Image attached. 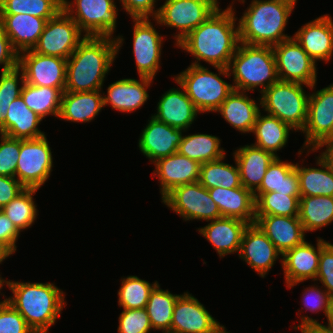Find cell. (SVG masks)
Listing matches in <instances>:
<instances>
[{"instance_id": "5", "label": "cell", "mask_w": 333, "mask_h": 333, "mask_svg": "<svg viewBox=\"0 0 333 333\" xmlns=\"http://www.w3.org/2000/svg\"><path fill=\"white\" fill-rule=\"evenodd\" d=\"M228 70L229 75H233L234 90L242 92L254 91L261 87L260 93L262 94L279 80L271 46L239 42L235 54L230 60Z\"/></svg>"}, {"instance_id": "2", "label": "cell", "mask_w": 333, "mask_h": 333, "mask_svg": "<svg viewBox=\"0 0 333 333\" xmlns=\"http://www.w3.org/2000/svg\"><path fill=\"white\" fill-rule=\"evenodd\" d=\"M123 41V36H86L67 59L65 91L101 90Z\"/></svg>"}, {"instance_id": "16", "label": "cell", "mask_w": 333, "mask_h": 333, "mask_svg": "<svg viewBox=\"0 0 333 333\" xmlns=\"http://www.w3.org/2000/svg\"><path fill=\"white\" fill-rule=\"evenodd\" d=\"M149 18L133 19V54L139 77L153 78L160 67L163 38Z\"/></svg>"}, {"instance_id": "39", "label": "cell", "mask_w": 333, "mask_h": 333, "mask_svg": "<svg viewBox=\"0 0 333 333\" xmlns=\"http://www.w3.org/2000/svg\"><path fill=\"white\" fill-rule=\"evenodd\" d=\"M178 296L161 289L159 283L150 292L145 309L154 330L171 333L173 309Z\"/></svg>"}, {"instance_id": "38", "label": "cell", "mask_w": 333, "mask_h": 333, "mask_svg": "<svg viewBox=\"0 0 333 333\" xmlns=\"http://www.w3.org/2000/svg\"><path fill=\"white\" fill-rule=\"evenodd\" d=\"M21 96L30 110L42 119L49 115L59 117L62 92L58 88L33 86L24 83Z\"/></svg>"}, {"instance_id": "50", "label": "cell", "mask_w": 333, "mask_h": 333, "mask_svg": "<svg viewBox=\"0 0 333 333\" xmlns=\"http://www.w3.org/2000/svg\"><path fill=\"white\" fill-rule=\"evenodd\" d=\"M317 287L311 285V287L305 288L301 302H303L305 311L310 310L312 313H316L320 310L327 316L331 297L326 290Z\"/></svg>"}, {"instance_id": "8", "label": "cell", "mask_w": 333, "mask_h": 333, "mask_svg": "<svg viewBox=\"0 0 333 333\" xmlns=\"http://www.w3.org/2000/svg\"><path fill=\"white\" fill-rule=\"evenodd\" d=\"M219 7L217 0H166L153 20L162 26L176 28L175 45L206 21Z\"/></svg>"}, {"instance_id": "56", "label": "cell", "mask_w": 333, "mask_h": 333, "mask_svg": "<svg viewBox=\"0 0 333 333\" xmlns=\"http://www.w3.org/2000/svg\"><path fill=\"white\" fill-rule=\"evenodd\" d=\"M325 146V151L321 152V155H319V157L323 159V161L328 165L329 169L333 173V143L321 142L312 150V152L317 151Z\"/></svg>"}, {"instance_id": "40", "label": "cell", "mask_w": 333, "mask_h": 333, "mask_svg": "<svg viewBox=\"0 0 333 333\" xmlns=\"http://www.w3.org/2000/svg\"><path fill=\"white\" fill-rule=\"evenodd\" d=\"M221 159L202 163L200 166L199 182L207 189L222 187L235 188L241 186L239 169L235 161V165L223 162Z\"/></svg>"}, {"instance_id": "13", "label": "cell", "mask_w": 333, "mask_h": 333, "mask_svg": "<svg viewBox=\"0 0 333 333\" xmlns=\"http://www.w3.org/2000/svg\"><path fill=\"white\" fill-rule=\"evenodd\" d=\"M77 23L61 10L56 16L47 20L42 34L33 51L68 59L76 50L79 43L86 37Z\"/></svg>"}, {"instance_id": "54", "label": "cell", "mask_w": 333, "mask_h": 333, "mask_svg": "<svg viewBox=\"0 0 333 333\" xmlns=\"http://www.w3.org/2000/svg\"><path fill=\"white\" fill-rule=\"evenodd\" d=\"M25 187L15 177L0 175V209L13 200Z\"/></svg>"}, {"instance_id": "28", "label": "cell", "mask_w": 333, "mask_h": 333, "mask_svg": "<svg viewBox=\"0 0 333 333\" xmlns=\"http://www.w3.org/2000/svg\"><path fill=\"white\" fill-rule=\"evenodd\" d=\"M207 222L210 223L198 228V231L212 244L220 258L235 252L239 254L242 235L248 223L229 217Z\"/></svg>"}, {"instance_id": "43", "label": "cell", "mask_w": 333, "mask_h": 333, "mask_svg": "<svg viewBox=\"0 0 333 333\" xmlns=\"http://www.w3.org/2000/svg\"><path fill=\"white\" fill-rule=\"evenodd\" d=\"M63 10V0H0V14H30L47 20Z\"/></svg>"}, {"instance_id": "6", "label": "cell", "mask_w": 333, "mask_h": 333, "mask_svg": "<svg viewBox=\"0 0 333 333\" xmlns=\"http://www.w3.org/2000/svg\"><path fill=\"white\" fill-rule=\"evenodd\" d=\"M304 84L278 80L267 88L259 99L267 114L290 125L295 132L302 131L307 120L309 95Z\"/></svg>"}, {"instance_id": "3", "label": "cell", "mask_w": 333, "mask_h": 333, "mask_svg": "<svg viewBox=\"0 0 333 333\" xmlns=\"http://www.w3.org/2000/svg\"><path fill=\"white\" fill-rule=\"evenodd\" d=\"M7 286L13 295L5 300L23 316L35 333H48L66 305L65 293L53 283L9 280Z\"/></svg>"}, {"instance_id": "33", "label": "cell", "mask_w": 333, "mask_h": 333, "mask_svg": "<svg viewBox=\"0 0 333 333\" xmlns=\"http://www.w3.org/2000/svg\"><path fill=\"white\" fill-rule=\"evenodd\" d=\"M290 130L294 129L277 117L269 114L263 116L259 112L252 130L256 138L253 145L279 157L276 152L286 146Z\"/></svg>"}, {"instance_id": "32", "label": "cell", "mask_w": 333, "mask_h": 333, "mask_svg": "<svg viewBox=\"0 0 333 333\" xmlns=\"http://www.w3.org/2000/svg\"><path fill=\"white\" fill-rule=\"evenodd\" d=\"M260 110L246 92L233 90L215 112H219L239 132L251 133Z\"/></svg>"}, {"instance_id": "7", "label": "cell", "mask_w": 333, "mask_h": 333, "mask_svg": "<svg viewBox=\"0 0 333 333\" xmlns=\"http://www.w3.org/2000/svg\"><path fill=\"white\" fill-rule=\"evenodd\" d=\"M200 113L215 112L234 90L233 84L225 82L207 67L191 64L185 71L175 75Z\"/></svg>"}, {"instance_id": "36", "label": "cell", "mask_w": 333, "mask_h": 333, "mask_svg": "<svg viewBox=\"0 0 333 333\" xmlns=\"http://www.w3.org/2000/svg\"><path fill=\"white\" fill-rule=\"evenodd\" d=\"M299 220L305 232L316 231L333 222V197L302 196L299 199Z\"/></svg>"}, {"instance_id": "44", "label": "cell", "mask_w": 333, "mask_h": 333, "mask_svg": "<svg viewBox=\"0 0 333 333\" xmlns=\"http://www.w3.org/2000/svg\"><path fill=\"white\" fill-rule=\"evenodd\" d=\"M121 287L118 291V305L123 309H143L147 305L150 292L158 284L137 276H127L121 279Z\"/></svg>"}, {"instance_id": "49", "label": "cell", "mask_w": 333, "mask_h": 333, "mask_svg": "<svg viewBox=\"0 0 333 333\" xmlns=\"http://www.w3.org/2000/svg\"><path fill=\"white\" fill-rule=\"evenodd\" d=\"M320 281L333 298V244L328 243L322 250L315 281Z\"/></svg>"}, {"instance_id": "21", "label": "cell", "mask_w": 333, "mask_h": 333, "mask_svg": "<svg viewBox=\"0 0 333 333\" xmlns=\"http://www.w3.org/2000/svg\"><path fill=\"white\" fill-rule=\"evenodd\" d=\"M153 175L160 181L161 199L173 188L199 181L201 164L178 152L154 162Z\"/></svg>"}, {"instance_id": "18", "label": "cell", "mask_w": 333, "mask_h": 333, "mask_svg": "<svg viewBox=\"0 0 333 333\" xmlns=\"http://www.w3.org/2000/svg\"><path fill=\"white\" fill-rule=\"evenodd\" d=\"M316 241L317 248L304 241L282 255L281 265L288 288L309 279L315 281L321 250L329 243L321 238H317Z\"/></svg>"}, {"instance_id": "26", "label": "cell", "mask_w": 333, "mask_h": 333, "mask_svg": "<svg viewBox=\"0 0 333 333\" xmlns=\"http://www.w3.org/2000/svg\"><path fill=\"white\" fill-rule=\"evenodd\" d=\"M210 197L217 204L222 217L236 218L253 224L256 221L254 193L243 187L208 189Z\"/></svg>"}, {"instance_id": "60", "label": "cell", "mask_w": 333, "mask_h": 333, "mask_svg": "<svg viewBox=\"0 0 333 333\" xmlns=\"http://www.w3.org/2000/svg\"><path fill=\"white\" fill-rule=\"evenodd\" d=\"M8 284V280H5L4 278L2 279L1 275H0V291L3 288L4 285L7 286Z\"/></svg>"}, {"instance_id": "46", "label": "cell", "mask_w": 333, "mask_h": 333, "mask_svg": "<svg viewBox=\"0 0 333 333\" xmlns=\"http://www.w3.org/2000/svg\"><path fill=\"white\" fill-rule=\"evenodd\" d=\"M20 153V139L0 133V175L15 177Z\"/></svg>"}, {"instance_id": "31", "label": "cell", "mask_w": 333, "mask_h": 333, "mask_svg": "<svg viewBox=\"0 0 333 333\" xmlns=\"http://www.w3.org/2000/svg\"><path fill=\"white\" fill-rule=\"evenodd\" d=\"M101 90L85 92L64 91L58 118L71 122H90L99 114L103 105Z\"/></svg>"}, {"instance_id": "11", "label": "cell", "mask_w": 333, "mask_h": 333, "mask_svg": "<svg viewBox=\"0 0 333 333\" xmlns=\"http://www.w3.org/2000/svg\"><path fill=\"white\" fill-rule=\"evenodd\" d=\"M53 157L46 135L36 139H20L16 178L25 188L40 189L50 177Z\"/></svg>"}, {"instance_id": "45", "label": "cell", "mask_w": 333, "mask_h": 333, "mask_svg": "<svg viewBox=\"0 0 333 333\" xmlns=\"http://www.w3.org/2000/svg\"><path fill=\"white\" fill-rule=\"evenodd\" d=\"M20 77V78H19ZM20 80V82H19ZM20 83V86H18ZM25 83L23 71L17 66L0 74V127L5 123L9 105L21 95Z\"/></svg>"}, {"instance_id": "51", "label": "cell", "mask_w": 333, "mask_h": 333, "mask_svg": "<svg viewBox=\"0 0 333 333\" xmlns=\"http://www.w3.org/2000/svg\"><path fill=\"white\" fill-rule=\"evenodd\" d=\"M122 3L123 9L130 15L132 19L157 17L159 9L154 7L156 0H119Z\"/></svg>"}, {"instance_id": "57", "label": "cell", "mask_w": 333, "mask_h": 333, "mask_svg": "<svg viewBox=\"0 0 333 333\" xmlns=\"http://www.w3.org/2000/svg\"><path fill=\"white\" fill-rule=\"evenodd\" d=\"M326 317H327V321H328L327 326L333 328V298L330 299L328 313H327Z\"/></svg>"}, {"instance_id": "14", "label": "cell", "mask_w": 333, "mask_h": 333, "mask_svg": "<svg viewBox=\"0 0 333 333\" xmlns=\"http://www.w3.org/2000/svg\"><path fill=\"white\" fill-rule=\"evenodd\" d=\"M18 67L23 71L25 83L65 91L67 59L27 50L18 54Z\"/></svg>"}, {"instance_id": "34", "label": "cell", "mask_w": 333, "mask_h": 333, "mask_svg": "<svg viewBox=\"0 0 333 333\" xmlns=\"http://www.w3.org/2000/svg\"><path fill=\"white\" fill-rule=\"evenodd\" d=\"M279 192L286 195H300L299 176L295 164L276 157L268 166L260 187L254 193Z\"/></svg>"}, {"instance_id": "61", "label": "cell", "mask_w": 333, "mask_h": 333, "mask_svg": "<svg viewBox=\"0 0 333 333\" xmlns=\"http://www.w3.org/2000/svg\"><path fill=\"white\" fill-rule=\"evenodd\" d=\"M286 1H289V2H291V3H293V4H296L297 2V0H286Z\"/></svg>"}, {"instance_id": "47", "label": "cell", "mask_w": 333, "mask_h": 333, "mask_svg": "<svg viewBox=\"0 0 333 333\" xmlns=\"http://www.w3.org/2000/svg\"><path fill=\"white\" fill-rule=\"evenodd\" d=\"M146 309H123L119 315V333H150L152 330Z\"/></svg>"}, {"instance_id": "17", "label": "cell", "mask_w": 333, "mask_h": 333, "mask_svg": "<svg viewBox=\"0 0 333 333\" xmlns=\"http://www.w3.org/2000/svg\"><path fill=\"white\" fill-rule=\"evenodd\" d=\"M225 330L197 298L185 292L176 300L171 333H222Z\"/></svg>"}, {"instance_id": "37", "label": "cell", "mask_w": 333, "mask_h": 333, "mask_svg": "<svg viewBox=\"0 0 333 333\" xmlns=\"http://www.w3.org/2000/svg\"><path fill=\"white\" fill-rule=\"evenodd\" d=\"M221 140L209 134H191L182 136L178 153L200 164L225 157V150L220 147Z\"/></svg>"}, {"instance_id": "42", "label": "cell", "mask_w": 333, "mask_h": 333, "mask_svg": "<svg viewBox=\"0 0 333 333\" xmlns=\"http://www.w3.org/2000/svg\"><path fill=\"white\" fill-rule=\"evenodd\" d=\"M256 215L298 216L300 195L254 193Z\"/></svg>"}, {"instance_id": "53", "label": "cell", "mask_w": 333, "mask_h": 333, "mask_svg": "<svg viewBox=\"0 0 333 333\" xmlns=\"http://www.w3.org/2000/svg\"><path fill=\"white\" fill-rule=\"evenodd\" d=\"M0 65L2 71L10 70L18 66V53L13 49L10 39L5 34L0 23Z\"/></svg>"}, {"instance_id": "4", "label": "cell", "mask_w": 333, "mask_h": 333, "mask_svg": "<svg viewBox=\"0 0 333 333\" xmlns=\"http://www.w3.org/2000/svg\"><path fill=\"white\" fill-rule=\"evenodd\" d=\"M239 19V41L249 45L275 46L291 38L283 33L295 4L286 0H252Z\"/></svg>"}, {"instance_id": "48", "label": "cell", "mask_w": 333, "mask_h": 333, "mask_svg": "<svg viewBox=\"0 0 333 333\" xmlns=\"http://www.w3.org/2000/svg\"><path fill=\"white\" fill-rule=\"evenodd\" d=\"M0 333H35L5 299L0 302Z\"/></svg>"}, {"instance_id": "15", "label": "cell", "mask_w": 333, "mask_h": 333, "mask_svg": "<svg viewBox=\"0 0 333 333\" xmlns=\"http://www.w3.org/2000/svg\"><path fill=\"white\" fill-rule=\"evenodd\" d=\"M333 129V84L310 93L307 120L302 129L305 134L303 150H313Z\"/></svg>"}, {"instance_id": "25", "label": "cell", "mask_w": 333, "mask_h": 333, "mask_svg": "<svg viewBox=\"0 0 333 333\" xmlns=\"http://www.w3.org/2000/svg\"><path fill=\"white\" fill-rule=\"evenodd\" d=\"M46 22L47 19L30 14H0V23L4 32L18 54L33 50L39 41Z\"/></svg>"}, {"instance_id": "41", "label": "cell", "mask_w": 333, "mask_h": 333, "mask_svg": "<svg viewBox=\"0 0 333 333\" xmlns=\"http://www.w3.org/2000/svg\"><path fill=\"white\" fill-rule=\"evenodd\" d=\"M37 190L39 189L25 188L1 209L20 232L30 228L37 219V205L33 201Z\"/></svg>"}, {"instance_id": "23", "label": "cell", "mask_w": 333, "mask_h": 333, "mask_svg": "<svg viewBox=\"0 0 333 333\" xmlns=\"http://www.w3.org/2000/svg\"><path fill=\"white\" fill-rule=\"evenodd\" d=\"M175 82L182 90L172 88L166 91L157 104V113L152 116L158 121L186 132L200 112L183 87L176 80Z\"/></svg>"}, {"instance_id": "12", "label": "cell", "mask_w": 333, "mask_h": 333, "mask_svg": "<svg viewBox=\"0 0 333 333\" xmlns=\"http://www.w3.org/2000/svg\"><path fill=\"white\" fill-rule=\"evenodd\" d=\"M273 53L280 81L300 83L314 89L317 82L316 62L293 36L273 46Z\"/></svg>"}, {"instance_id": "20", "label": "cell", "mask_w": 333, "mask_h": 333, "mask_svg": "<svg viewBox=\"0 0 333 333\" xmlns=\"http://www.w3.org/2000/svg\"><path fill=\"white\" fill-rule=\"evenodd\" d=\"M148 121L138 140V147L143 155L154 163L160 158L177 153L182 132L185 131L158 121L153 116Z\"/></svg>"}, {"instance_id": "29", "label": "cell", "mask_w": 333, "mask_h": 333, "mask_svg": "<svg viewBox=\"0 0 333 333\" xmlns=\"http://www.w3.org/2000/svg\"><path fill=\"white\" fill-rule=\"evenodd\" d=\"M233 154L241 185L254 193L260 187L268 166L276 157L253 144L240 147Z\"/></svg>"}, {"instance_id": "27", "label": "cell", "mask_w": 333, "mask_h": 333, "mask_svg": "<svg viewBox=\"0 0 333 333\" xmlns=\"http://www.w3.org/2000/svg\"><path fill=\"white\" fill-rule=\"evenodd\" d=\"M153 78L140 77L137 79H121L111 83L107 88V95L103 97V105L110 104L112 109L120 112H133L147 102L149 94L147 88Z\"/></svg>"}, {"instance_id": "22", "label": "cell", "mask_w": 333, "mask_h": 333, "mask_svg": "<svg viewBox=\"0 0 333 333\" xmlns=\"http://www.w3.org/2000/svg\"><path fill=\"white\" fill-rule=\"evenodd\" d=\"M305 52L317 63L328 62L333 55V20L323 15L301 26L293 36Z\"/></svg>"}, {"instance_id": "19", "label": "cell", "mask_w": 333, "mask_h": 333, "mask_svg": "<svg viewBox=\"0 0 333 333\" xmlns=\"http://www.w3.org/2000/svg\"><path fill=\"white\" fill-rule=\"evenodd\" d=\"M239 257L255 270L262 278L273 267L275 261L282 253L268 239L265 233L256 224H248L245 228Z\"/></svg>"}, {"instance_id": "35", "label": "cell", "mask_w": 333, "mask_h": 333, "mask_svg": "<svg viewBox=\"0 0 333 333\" xmlns=\"http://www.w3.org/2000/svg\"><path fill=\"white\" fill-rule=\"evenodd\" d=\"M320 168L299 166L295 169L299 176V192L302 196H331L333 197V173L321 157H317Z\"/></svg>"}, {"instance_id": "30", "label": "cell", "mask_w": 333, "mask_h": 333, "mask_svg": "<svg viewBox=\"0 0 333 333\" xmlns=\"http://www.w3.org/2000/svg\"><path fill=\"white\" fill-rule=\"evenodd\" d=\"M42 118L24 103L20 95L9 105L5 123L0 133L17 139H36L45 136L38 125Z\"/></svg>"}, {"instance_id": "58", "label": "cell", "mask_w": 333, "mask_h": 333, "mask_svg": "<svg viewBox=\"0 0 333 333\" xmlns=\"http://www.w3.org/2000/svg\"><path fill=\"white\" fill-rule=\"evenodd\" d=\"M12 254L0 244V264Z\"/></svg>"}, {"instance_id": "24", "label": "cell", "mask_w": 333, "mask_h": 333, "mask_svg": "<svg viewBox=\"0 0 333 333\" xmlns=\"http://www.w3.org/2000/svg\"><path fill=\"white\" fill-rule=\"evenodd\" d=\"M255 223L282 254L305 241L298 216L256 215Z\"/></svg>"}, {"instance_id": "1", "label": "cell", "mask_w": 333, "mask_h": 333, "mask_svg": "<svg viewBox=\"0 0 333 333\" xmlns=\"http://www.w3.org/2000/svg\"><path fill=\"white\" fill-rule=\"evenodd\" d=\"M219 7L176 46L195 58L191 64L201 66L200 60L217 69L219 75L230 77L228 66L239 44L238 23L233 6ZM236 17V18H235Z\"/></svg>"}, {"instance_id": "52", "label": "cell", "mask_w": 333, "mask_h": 333, "mask_svg": "<svg viewBox=\"0 0 333 333\" xmlns=\"http://www.w3.org/2000/svg\"><path fill=\"white\" fill-rule=\"evenodd\" d=\"M19 235L20 231L0 209V244L14 254L17 250L16 242Z\"/></svg>"}, {"instance_id": "55", "label": "cell", "mask_w": 333, "mask_h": 333, "mask_svg": "<svg viewBox=\"0 0 333 333\" xmlns=\"http://www.w3.org/2000/svg\"><path fill=\"white\" fill-rule=\"evenodd\" d=\"M300 330L301 333H333V328L325 326L312 317L302 315L301 323L294 326V330Z\"/></svg>"}, {"instance_id": "10", "label": "cell", "mask_w": 333, "mask_h": 333, "mask_svg": "<svg viewBox=\"0 0 333 333\" xmlns=\"http://www.w3.org/2000/svg\"><path fill=\"white\" fill-rule=\"evenodd\" d=\"M162 202L185 221H211L222 217L208 189L199 181L173 188Z\"/></svg>"}, {"instance_id": "59", "label": "cell", "mask_w": 333, "mask_h": 333, "mask_svg": "<svg viewBox=\"0 0 333 333\" xmlns=\"http://www.w3.org/2000/svg\"><path fill=\"white\" fill-rule=\"evenodd\" d=\"M322 142L333 143V129L332 132Z\"/></svg>"}, {"instance_id": "9", "label": "cell", "mask_w": 333, "mask_h": 333, "mask_svg": "<svg viewBox=\"0 0 333 333\" xmlns=\"http://www.w3.org/2000/svg\"><path fill=\"white\" fill-rule=\"evenodd\" d=\"M114 0H63V10L85 36H109L115 32L117 6Z\"/></svg>"}]
</instances>
